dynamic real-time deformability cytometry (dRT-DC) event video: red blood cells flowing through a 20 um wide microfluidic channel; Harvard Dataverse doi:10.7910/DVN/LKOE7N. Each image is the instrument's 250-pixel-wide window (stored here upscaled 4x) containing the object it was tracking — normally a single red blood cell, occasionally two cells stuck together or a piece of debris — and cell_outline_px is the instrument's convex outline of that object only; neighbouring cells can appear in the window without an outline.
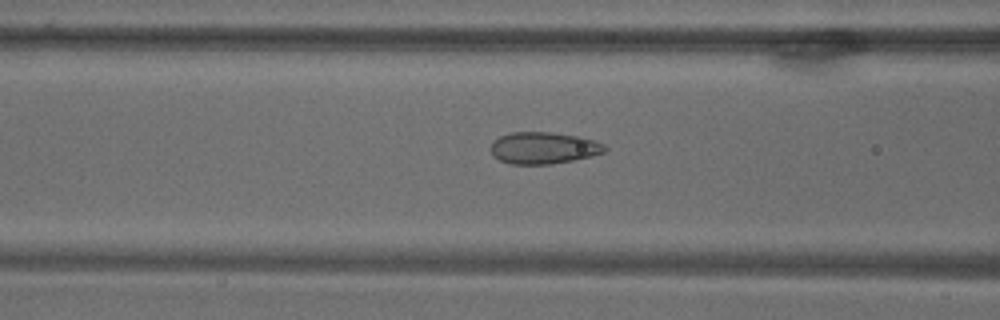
{"species": "common noctule bat (a hibernating species)", "species_latin": "Nyctalus noctula", "temperature_condition": "warm", "stored_images_in_passage": 47, "camera_frame_rate_fps": 3000, "um_per_image_px": 0.085, "animal": {"sex": "male", "body_mass_g": 18.8}, "frame": {"image": 1, "passage_image": 13, "time_ms": 4.0, "image_size_px": [1000, 320], "cell_outline_px": [[608, 148], [604, 152], [572, 160], [552, 164], [508, 164], [492, 156], [488, 148], [500, 136], [508, 132], [552, 132], [580, 136], [596, 140], [604, 144]], "centroid_in_image_um": [46.17, 12.57], "position_along_channel_um": 120.4, "area_um2": 21.33}}
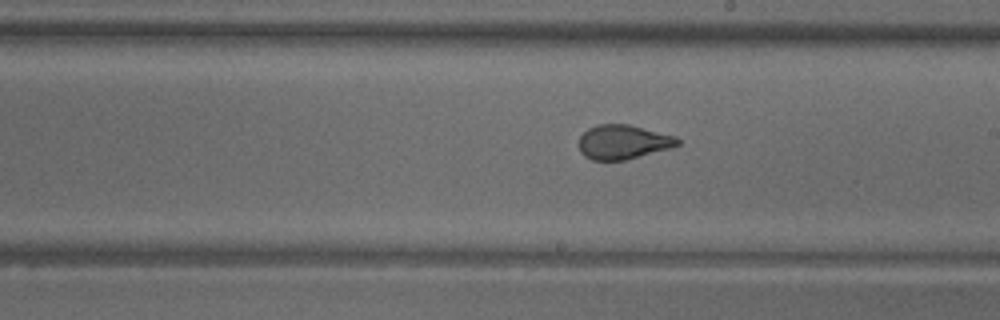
{"frame": {"image": 2, "passage_image": 25, "time_ms": 8.0, "image_size_px": [1000, 320], "cell_outline_px": [[680, 144], [672, 148], [624, 160], [592, 160], [584, 156], [580, 152], [580, 136], [588, 128], [596, 124], [628, 124], [676, 136], [680, 140]], "centroid_in_image_um": [52.97, 12.07], "position_along_channel_um": 236.0, "area_um2": 19.77}}
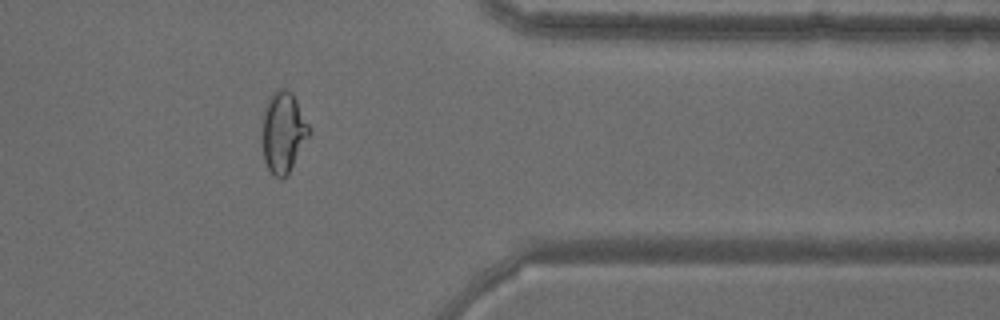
{"frame": {"image": 3, "passage_image": 42, "time_ms": 13.667, "image_size_px": [1000, 320], "cell_outline_px": [[308, 136], [288, 176], [280, 180], [268, 168], [264, 160], [260, 136], [264, 108], [268, 96], [276, 88], [284, 88], [292, 92], [308, 124]], "centroid_in_image_um": [24.01, 11.23], "position_along_channel_um": 387.4, "area_um2": 22.37}}